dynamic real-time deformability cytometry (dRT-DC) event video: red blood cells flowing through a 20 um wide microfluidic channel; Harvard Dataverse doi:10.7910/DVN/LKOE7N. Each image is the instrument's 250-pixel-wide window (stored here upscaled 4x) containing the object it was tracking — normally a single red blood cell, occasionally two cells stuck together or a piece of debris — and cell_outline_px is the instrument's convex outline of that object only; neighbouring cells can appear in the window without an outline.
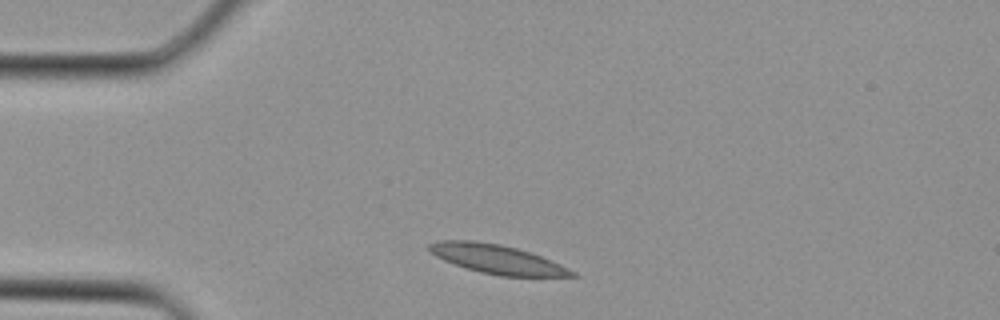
{"species": "Egyptian fruit bat (a non-hibernating species)", "species_latin": "Rousettus aegyptiacus", "temperature_condition": "cold", "stored_images_in_passage": 2, "camera_frame_rate_fps": 3000, "um_per_image_px": 0.085, "animal": {"sex": "female"}, "frame": {"image": 1, "passage_image": 1, "time_ms": 0.0, "image_size_px": [1000, 320], "cell_outline_px": [[580, 276], [500, 276], [480, 272], [464, 268], [444, 260], [436, 256], [428, 248], [428, 244], [436, 240], [472, 240], [500, 244], [532, 252], [560, 264], [576, 272]], "centroid_in_image_um": [42.24, 22.02], "position_along_channel_um": 42.8, "area_um2": 24.16}}
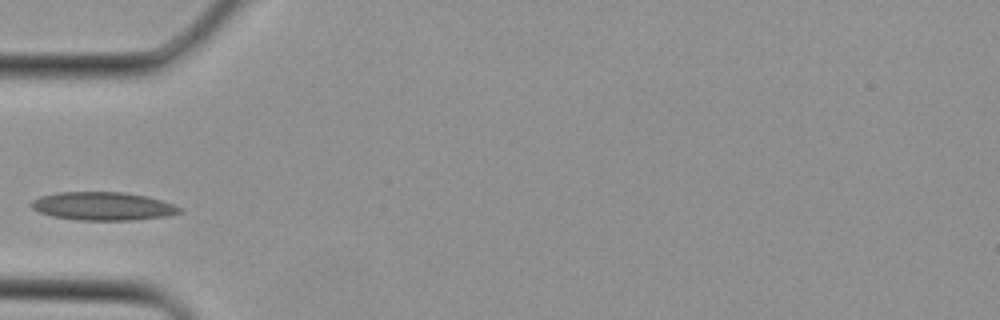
{"frame": {"image": 2, "passage_image": 2, "time_ms": 0.333, "image_size_px": [1000, 320], "cell_outline_px": [[184, 212], [164, 216], [132, 220], [76, 220], [52, 216], [40, 212], [32, 208], [28, 204], [32, 200], [40, 196], [60, 192], [124, 192], [144, 196], [160, 200], [184, 208]], "centroid_in_image_um": [8.73, 17.52], "position_along_channel_um": 76.3, "area_um2": 24.39}}